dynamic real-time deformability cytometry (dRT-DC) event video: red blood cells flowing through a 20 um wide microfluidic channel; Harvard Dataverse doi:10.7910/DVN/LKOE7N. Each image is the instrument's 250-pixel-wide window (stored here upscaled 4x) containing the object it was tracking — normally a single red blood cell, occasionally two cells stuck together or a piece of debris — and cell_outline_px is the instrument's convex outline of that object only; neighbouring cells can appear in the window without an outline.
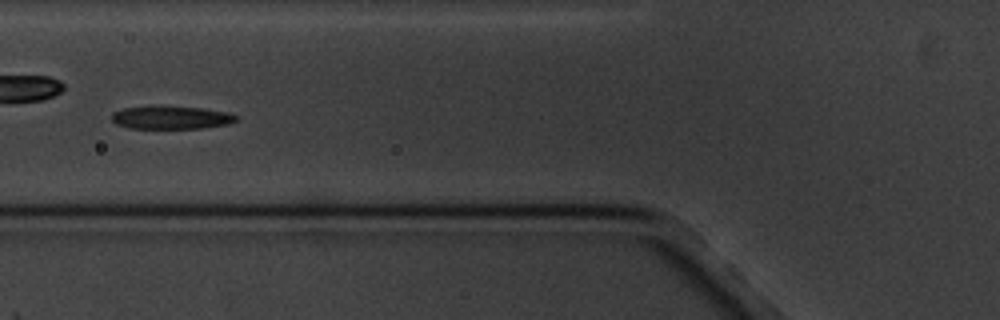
{"species": "common noctule bat (a hibernating species)", "species_latin": "Nyctalus noctula", "temperature_condition": "cold", "stored_images_in_passage": 12, "camera_frame_rate_fps": 3000, "um_per_image_px": 0.085, "animal": {"sex": "male", "body_mass_g": 20.1, "forearm_length_mm": 53.5}, "frame": {"image": 1, "passage_image": 7, "time_ms": 7.0, "image_size_px": [1000, 320], "cell_outline_px": [[240, 116], [236, 120], [228, 124], [200, 128], [128, 128], [116, 124], [112, 120], [112, 112], [120, 108], [200, 108], [228, 112]], "centroid_in_image_um": [14.56, 10.02], "position_along_channel_um": 111.2, "area_um2": 16.07}}
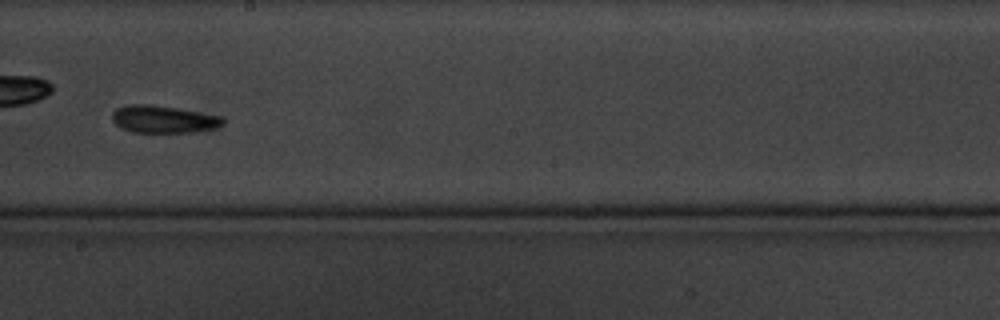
{"frame": {"image": 2, "passage_image": 10, "time_ms": 10.667, "image_size_px": [1000, 320], "cell_outline_px": [[224, 124], [216, 128], [196, 132], [132, 132], [120, 128], [112, 120], [112, 112], [116, 108], [128, 104], [144, 104], [176, 108], [224, 116]], "centroid_in_image_um": [13.9, 10.14], "position_along_channel_um": 234.3, "area_um2": 17.8}}